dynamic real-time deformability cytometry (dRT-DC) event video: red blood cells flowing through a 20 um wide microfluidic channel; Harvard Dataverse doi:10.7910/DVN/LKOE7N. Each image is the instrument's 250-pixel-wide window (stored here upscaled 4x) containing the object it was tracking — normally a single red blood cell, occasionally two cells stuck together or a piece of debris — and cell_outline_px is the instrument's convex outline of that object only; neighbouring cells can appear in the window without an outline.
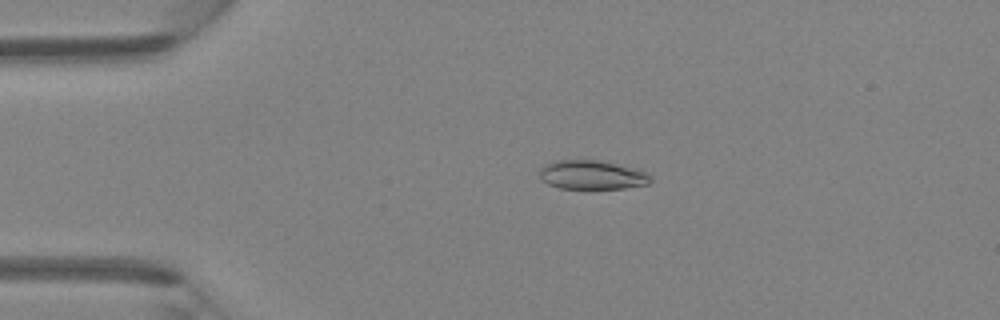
{"species": "Egyptian fruit bat (a non-hibernating species)", "species_latin": "Rousettus aegyptiacus", "temperature_condition": "room temperature", "stored_images_in_passage": 46, "camera_frame_rate_fps": 3000, "um_per_image_px": 0.085, "animal": {"sex": "female"}, "frame": {"image": 1, "passage_image": 10, "time_ms": 3.0, "image_size_px": [1000, 320], "cell_outline_px": [[652, 180], [648, 184], [624, 188], [560, 188], [548, 184], [540, 180], [540, 168], [544, 164], [556, 160], [600, 160], [636, 168], [648, 172], [652, 176]], "centroid_in_image_um": [50.34, 14.85], "position_along_channel_um": 34.7, "area_um2": 18.96}}
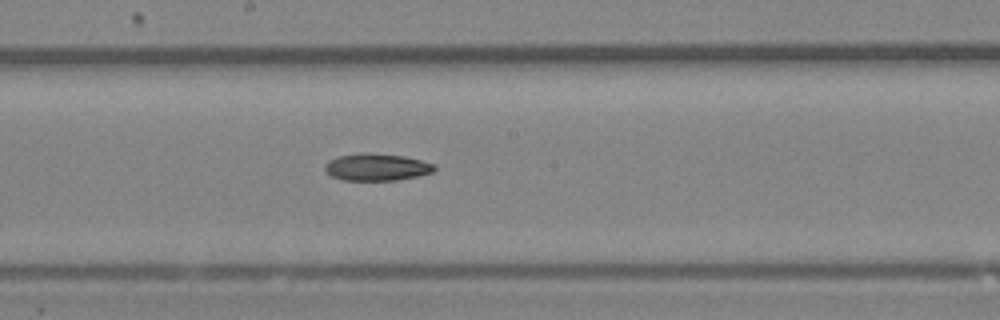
{"frame": {"image": 2, "passage_image": 25, "time_ms": 8.0, "image_size_px": [1000, 320], "cell_outline_px": [[436, 168], [432, 172], [416, 176], [396, 180], [344, 180], [332, 176], [324, 168], [324, 164], [328, 160], [336, 156], [360, 152], [368, 152], [404, 156], [436, 164]], "centroid_in_image_um": [31.99, 14.18], "position_along_channel_um": 216.2, "area_um2": 17.4}}
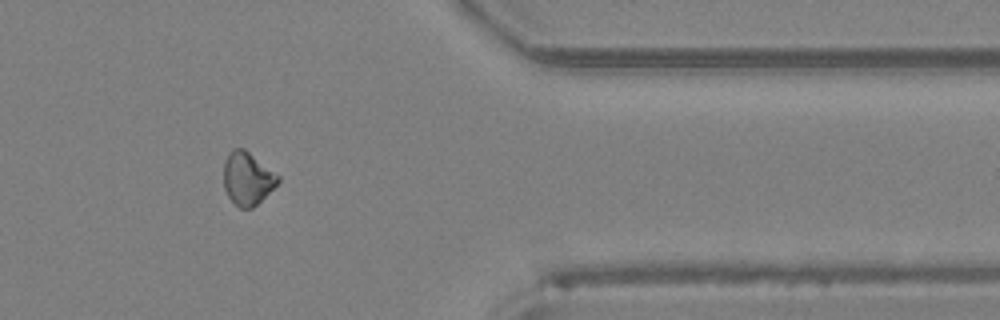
{"frame": {"image": 3, "passage_image": 38, "time_ms": 12.333, "image_size_px": [1000, 320], "cell_outline_px": [[280, 180], [252, 208], [240, 208], [228, 196], [224, 188], [224, 160], [228, 152], [232, 148], [244, 148], [280, 176]], "centroid_in_image_um": [21.0, 15.13], "position_along_channel_um": 390.4, "area_um2": 16.53}}